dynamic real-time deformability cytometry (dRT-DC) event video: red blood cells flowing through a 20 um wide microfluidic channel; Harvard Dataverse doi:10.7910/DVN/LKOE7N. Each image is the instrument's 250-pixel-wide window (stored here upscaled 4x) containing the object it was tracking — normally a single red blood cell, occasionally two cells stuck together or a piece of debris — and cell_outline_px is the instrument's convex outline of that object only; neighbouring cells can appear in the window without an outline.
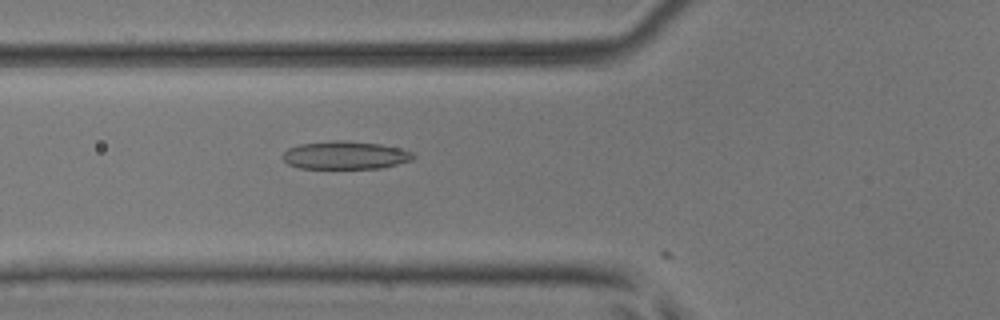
{"species": "common noctule bat (a hibernating species)", "species_latin": "Nyctalus noctula", "temperature_condition": "room temperature", "stored_images_in_passage": 5, "camera_frame_rate_fps": 3000, "um_per_image_px": 0.085, "animal": {"sex": "male", "body_mass_g": 17.9, "forearm_length_mm": 54.2}, "frame": {"image": 1, "passage_image": 5, "time_ms": 1.333, "image_size_px": [1000, 320], "cell_outline_px": [[416, 156], [412, 160], [380, 168], [300, 168], [288, 164], [280, 156], [288, 148], [300, 144], [332, 140], [344, 140], [380, 144], [400, 148], [412, 152]], "centroid_in_image_um": [29.33, 13.18], "position_along_channel_um": 96.5, "area_um2": 21.33}}